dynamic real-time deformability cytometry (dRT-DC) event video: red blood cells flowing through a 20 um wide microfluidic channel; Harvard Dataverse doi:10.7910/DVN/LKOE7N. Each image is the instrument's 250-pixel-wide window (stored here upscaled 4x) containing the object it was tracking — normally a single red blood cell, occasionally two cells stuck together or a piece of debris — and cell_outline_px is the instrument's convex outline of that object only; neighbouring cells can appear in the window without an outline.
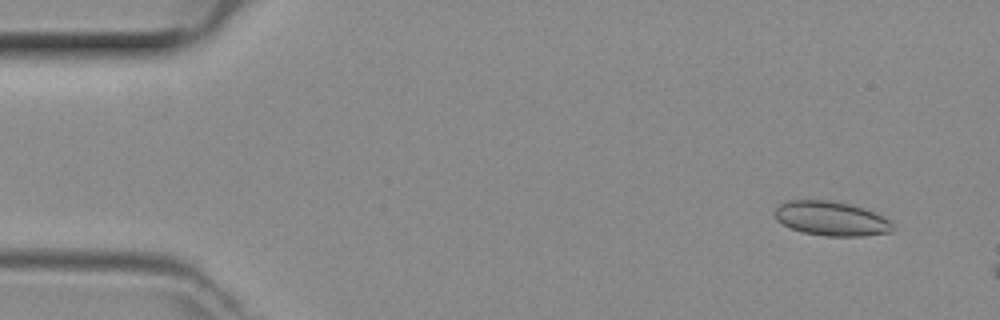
{"species": "common noctule bat (a hibernating species)", "species_latin": "Nyctalus noctula", "temperature_condition": "room temperature", "stored_images_in_passage": 42, "camera_frame_rate_fps": 3000, "um_per_image_px": 0.085, "animal": {"sex": "female", "body_mass_g": 29.2, "forearm_length_mm": 56.3}, "frame": {"image": 1, "passage_image": 1, "time_ms": 0.0, "image_size_px": [1000, 320], "cell_outline_px": [[896, 228], [892, 232], [864, 236], [824, 236], [804, 232], [792, 228], [776, 220], [776, 208], [780, 204], [788, 200], [824, 200], [848, 204], [864, 208], [892, 220]], "centroid_in_image_um": [70.73, 18.59], "position_along_channel_um": 14.3, "area_um2": 23.58}}
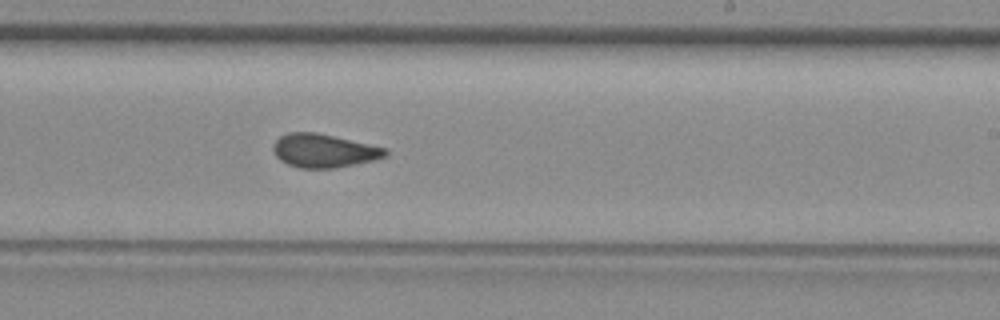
{"frame": {"image": 2, "passage_image": 26, "time_ms": 8.333, "image_size_px": [1000, 320], "cell_outline_px": [[388, 156], [376, 160], [336, 168], [300, 168], [288, 164], [280, 160], [272, 152], [272, 144], [280, 136], [288, 132], [316, 132], [388, 148]], "centroid_in_image_um": [27.54, 12.81], "position_along_channel_um": 261.5, "area_um2": 22.2}}
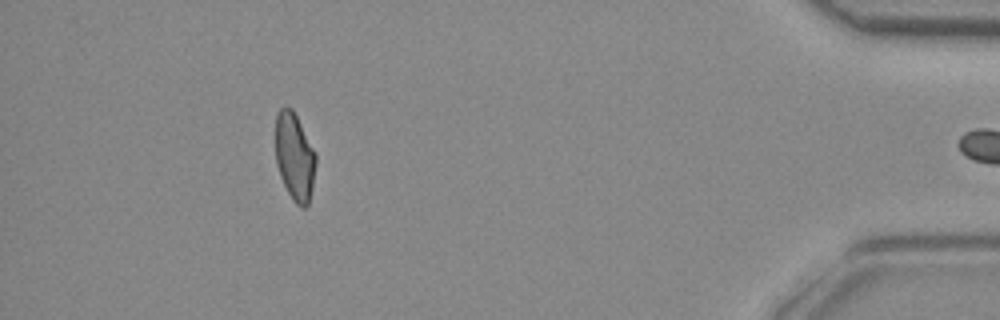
{"frame": {"image": 3, "passage_image": 41, "time_ms": 13.333, "image_size_px": [1000, 320], "cell_outline_px": [[316, 164], [312, 188], [308, 204], [304, 208], [300, 208], [292, 200], [280, 176], [276, 164], [276, 112], [284, 104], [292, 108], [316, 152]], "centroid_in_image_um": [25.04, 13.3], "position_along_channel_um": 410.2, "area_um2": 20.81}}